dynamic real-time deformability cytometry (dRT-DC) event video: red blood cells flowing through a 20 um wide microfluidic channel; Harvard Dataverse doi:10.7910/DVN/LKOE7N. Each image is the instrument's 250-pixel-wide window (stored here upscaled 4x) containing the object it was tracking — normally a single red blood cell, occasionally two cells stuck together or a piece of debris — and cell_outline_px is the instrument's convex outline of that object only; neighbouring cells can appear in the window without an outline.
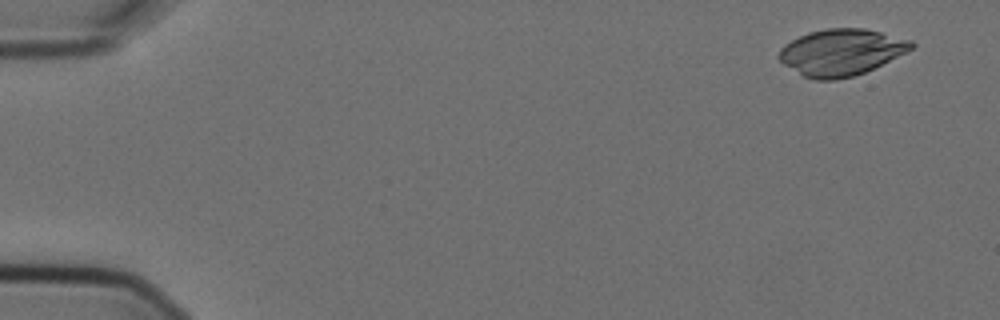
{"species": "Egyptian fruit bat (a non-hibernating species)", "species_latin": "Rousettus aegyptiacus", "temperature_condition": "cold", "stored_images_in_passage": 5, "camera_frame_rate_fps": 3000, "um_per_image_px": 0.085, "animal": {"sex": "female"}, "frame": {"image": 1, "passage_image": 1, "time_ms": 0.0, "image_size_px": [1000, 320], "cell_outline_px": [[916, 44], [912, 48], [864, 72], [852, 76], [836, 80], [816, 80], [804, 76], [784, 64], [776, 56], [780, 48], [784, 44], [808, 32], [828, 28], [864, 28], [912, 40]], "centroid_in_image_um": [71.46, 4.43], "position_along_channel_um": 13.5, "area_um2": 35.43}}